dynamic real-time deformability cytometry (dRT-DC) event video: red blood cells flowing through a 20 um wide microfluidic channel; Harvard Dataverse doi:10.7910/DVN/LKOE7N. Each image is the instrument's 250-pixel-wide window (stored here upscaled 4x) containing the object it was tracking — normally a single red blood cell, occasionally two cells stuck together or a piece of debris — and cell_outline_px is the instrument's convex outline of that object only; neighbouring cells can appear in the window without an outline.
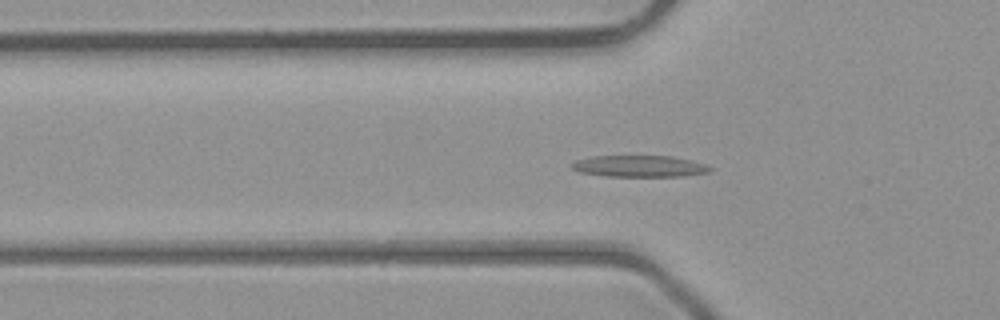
{"species": "common noctule bat (a hibernating species)", "species_latin": "Nyctalus noctula", "temperature_condition": "room temperature", "stored_images_in_passage": 35, "camera_frame_rate_fps": 3000, "um_per_image_px": 0.085, "animal": {"sex": "male", "body_mass_g": 23.1, "forearm_length_mm": 52.7}, "frame": {"image": 1, "passage_image": 3, "time_ms": 0.667, "image_size_px": [1000, 320], "cell_outline_px": [[712, 168], [708, 172], [680, 176], [604, 176], [580, 172], [572, 168], [568, 164], [576, 160], [592, 156], [672, 156], [692, 160], [704, 164]], "centroid_in_image_um": [54.3, 14.12], "position_along_channel_um": 71.5, "area_um2": 17.28}}
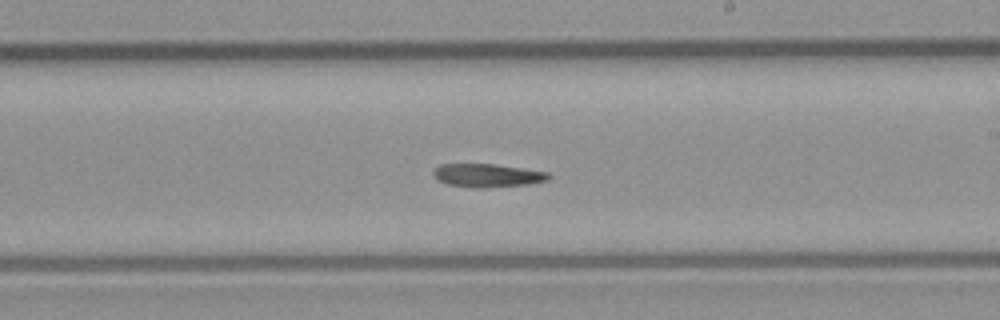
{"frame": {"image": 2, "passage_image": 15, "time_ms": 4.667, "image_size_px": [1000, 320], "cell_outline_px": [[552, 176], [548, 180], [528, 184], [488, 188], [472, 188], [448, 184], [436, 180], [432, 176], [432, 172], [440, 164], [496, 164], [548, 172]], "centroid_in_image_um": [41.41, 14.92], "position_along_channel_um": 247.6, "area_um2": 15.9}}
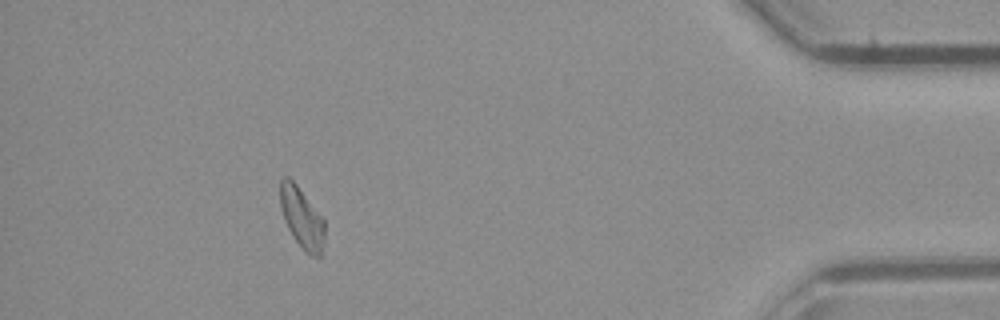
{"frame": {"image": 3, "passage_image": 30, "time_ms": 9.667, "image_size_px": [1000, 320], "cell_outline_px": [[324, 244], [320, 256], [312, 256], [292, 236], [284, 220], [280, 208], [280, 180], [284, 176], [288, 176], [296, 184], [324, 220]], "centroid_in_image_um": [25.63, 18.49], "position_along_channel_um": 409.6, "area_um2": 15.43}, "authors_computed_cell_mechanics": {"area_um2": 16.0106, "velocity_mm_per_s": 4.3815, "shape_relaxation_time_tau1_ms": 7.4991, "shape_relaxation_time_tau2_ms": null, "deformation_change_tau1": 0.1775, "deformation_change_tau2": null}}